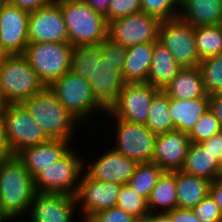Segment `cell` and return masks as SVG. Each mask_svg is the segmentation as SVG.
<instances>
[{
  "mask_svg": "<svg viewBox=\"0 0 222 222\" xmlns=\"http://www.w3.org/2000/svg\"><path fill=\"white\" fill-rule=\"evenodd\" d=\"M37 193L34 179L16 155L0 158V210L10 222L28 213Z\"/></svg>",
  "mask_w": 222,
  "mask_h": 222,
  "instance_id": "cell-1",
  "label": "cell"
},
{
  "mask_svg": "<svg viewBox=\"0 0 222 222\" xmlns=\"http://www.w3.org/2000/svg\"><path fill=\"white\" fill-rule=\"evenodd\" d=\"M22 104L50 139L71 141L77 127L75 125L81 124L49 87H44Z\"/></svg>",
  "mask_w": 222,
  "mask_h": 222,
  "instance_id": "cell-2",
  "label": "cell"
},
{
  "mask_svg": "<svg viewBox=\"0 0 222 222\" xmlns=\"http://www.w3.org/2000/svg\"><path fill=\"white\" fill-rule=\"evenodd\" d=\"M62 9L69 43L100 44L108 39L109 23L83 0H55Z\"/></svg>",
  "mask_w": 222,
  "mask_h": 222,
  "instance_id": "cell-3",
  "label": "cell"
},
{
  "mask_svg": "<svg viewBox=\"0 0 222 222\" xmlns=\"http://www.w3.org/2000/svg\"><path fill=\"white\" fill-rule=\"evenodd\" d=\"M72 45L69 42L29 43L23 56L27 59L38 79L49 87L70 71Z\"/></svg>",
  "mask_w": 222,
  "mask_h": 222,
  "instance_id": "cell-4",
  "label": "cell"
},
{
  "mask_svg": "<svg viewBox=\"0 0 222 222\" xmlns=\"http://www.w3.org/2000/svg\"><path fill=\"white\" fill-rule=\"evenodd\" d=\"M49 88L80 123L88 121L90 114L99 110L107 114V111L97 102L88 79L80 75L69 71L54 81Z\"/></svg>",
  "mask_w": 222,
  "mask_h": 222,
  "instance_id": "cell-5",
  "label": "cell"
},
{
  "mask_svg": "<svg viewBox=\"0 0 222 222\" xmlns=\"http://www.w3.org/2000/svg\"><path fill=\"white\" fill-rule=\"evenodd\" d=\"M83 159L71 148L60 160L44 168L33 178L36 191L75 196L81 176L85 173L86 163Z\"/></svg>",
  "mask_w": 222,
  "mask_h": 222,
  "instance_id": "cell-6",
  "label": "cell"
},
{
  "mask_svg": "<svg viewBox=\"0 0 222 222\" xmlns=\"http://www.w3.org/2000/svg\"><path fill=\"white\" fill-rule=\"evenodd\" d=\"M0 83L10 103H22L45 86L23 55H7L0 66Z\"/></svg>",
  "mask_w": 222,
  "mask_h": 222,
  "instance_id": "cell-7",
  "label": "cell"
},
{
  "mask_svg": "<svg viewBox=\"0 0 222 222\" xmlns=\"http://www.w3.org/2000/svg\"><path fill=\"white\" fill-rule=\"evenodd\" d=\"M8 143V156L17 155L24 148L50 140L32 119L22 103H10L3 113Z\"/></svg>",
  "mask_w": 222,
  "mask_h": 222,
  "instance_id": "cell-8",
  "label": "cell"
},
{
  "mask_svg": "<svg viewBox=\"0 0 222 222\" xmlns=\"http://www.w3.org/2000/svg\"><path fill=\"white\" fill-rule=\"evenodd\" d=\"M158 41L182 67H198L201 62L196 46L195 28L180 17L162 21Z\"/></svg>",
  "mask_w": 222,
  "mask_h": 222,
  "instance_id": "cell-9",
  "label": "cell"
},
{
  "mask_svg": "<svg viewBox=\"0 0 222 222\" xmlns=\"http://www.w3.org/2000/svg\"><path fill=\"white\" fill-rule=\"evenodd\" d=\"M161 20L139 12L109 22L108 38L126 48L158 40Z\"/></svg>",
  "mask_w": 222,
  "mask_h": 222,
  "instance_id": "cell-10",
  "label": "cell"
},
{
  "mask_svg": "<svg viewBox=\"0 0 222 222\" xmlns=\"http://www.w3.org/2000/svg\"><path fill=\"white\" fill-rule=\"evenodd\" d=\"M116 119V145L112 148L138 163L151 162L155 152L157 134L151 132L145 125Z\"/></svg>",
  "mask_w": 222,
  "mask_h": 222,
  "instance_id": "cell-11",
  "label": "cell"
},
{
  "mask_svg": "<svg viewBox=\"0 0 222 222\" xmlns=\"http://www.w3.org/2000/svg\"><path fill=\"white\" fill-rule=\"evenodd\" d=\"M159 90L146 82L126 83L107 113L111 118L145 125L152 98Z\"/></svg>",
  "mask_w": 222,
  "mask_h": 222,
  "instance_id": "cell-12",
  "label": "cell"
},
{
  "mask_svg": "<svg viewBox=\"0 0 222 222\" xmlns=\"http://www.w3.org/2000/svg\"><path fill=\"white\" fill-rule=\"evenodd\" d=\"M121 184L97 181L86 173L81 176L76 192V204H80L79 216L85 222L91 215L116 206Z\"/></svg>",
  "mask_w": 222,
  "mask_h": 222,
  "instance_id": "cell-13",
  "label": "cell"
},
{
  "mask_svg": "<svg viewBox=\"0 0 222 222\" xmlns=\"http://www.w3.org/2000/svg\"><path fill=\"white\" fill-rule=\"evenodd\" d=\"M29 13L4 0L0 4V48L7 55H23L29 44Z\"/></svg>",
  "mask_w": 222,
  "mask_h": 222,
  "instance_id": "cell-14",
  "label": "cell"
},
{
  "mask_svg": "<svg viewBox=\"0 0 222 222\" xmlns=\"http://www.w3.org/2000/svg\"><path fill=\"white\" fill-rule=\"evenodd\" d=\"M28 37L29 43L69 42L62 9L56 1L29 13Z\"/></svg>",
  "mask_w": 222,
  "mask_h": 222,
  "instance_id": "cell-15",
  "label": "cell"
},
{
  "mask_svg": "<svg viewBox=\"0 0 222 222\" xmlns=\"http://www.w3.org/2000/svg\"><path fill=\"white\" fill-rule=\"evenodd\" d=\"M76 198L63 193H39L28 210L31 222H73Z\"/></svg>",
  "mask_w": 222,
  "mask_h": 222,
  "instance_id": "cell-16",
  "label": "cell"
},
{
  "mask_svg": "<svg viewBox=\"0 0 222 222\" xmlns=\"http://www.w3.org/2000/svg\"><path fill=\"white\" fill-rule=\"evenodd\" d=\"M191 142L186 132L174 130L158 134L152 162L164 172L182 170Z\"/></svg>",
  "mask_w": 222,
  "mask_h": 222,
  "instance_id": "cell-17",
  "label": "cell"
},
{
  "mask_svg": "<svg viewBox=\"0 0 222 222\" xmlns=\"http://www.w3.org/2000/svg\"><path fill=\"white\" fill-rule=\"evenodd\" d=\"M97 102L108 111L116 102L124 87L122 70L115 63L96 61L92 77L88 79Z\"/></svg>",
  "mask_w": 222,
  "mask_h": 222,
  "instance_id": "cell-18",
  "label": "cell"
},
{
  "mask_svg": "<svg viewBox=\"0 0 222 222\" xmlns=\"http://www.w3.org/2000/svg\"><path fill=\"white\" fill-rule=\"evenodd\" d=\"M89 165L86 174L97 181L126 185L139 164L110 148Z\"/></svg>",
  "mask_w": 222,
  "mask_h": 222,
  "instance_id": "cell-19",
  "label": "cell"
},
{
  "mask_svg": "<svg viewBox=\"0 0 222 222\" xmlns=\"http://www.w3.org/2000/svg\"><path fill=\"white\" fill-rule=\"evenodd\" d=\"M70 143L72 142L62 139H50L45 143L24 148L16 156L34 178L44 168L60 160L72 148Z\"/></svg>",
  "mask_w": 222,
  "mask_h": 222,
  "instance_id": "cell-20",
  "label": "cell"
},
{
  "mask_svg": "<svg viewBox=\"0 0 222 222\" xmlns=\"http://www.w3.org/2000/svg\"><path fill=\"white\" fill-rule=\"evenodd\" d=\"M169 99L209 98L198 67H183L163 89Z\"/></svg>",
  "mask_w": 222,
  "mask_h": 222,
  "instance_id": "cell-21",
  "label": "cell"
},
{
  "mask_svg": "<svg viewBox=\"0 0 222 222\" xmlns=\"http://www.w3.org/2000/svg\"><path fill=\"white\" fill-rule=\"evenodd\" d=\"M179 17L194 28L222 25V0H181Z\"/></svg>",
  "mask_w": 222,
  "mask_h": 222,
  "instance_id": "cell-22",
  "label": "cell"
},
{
  "mask_svg": "<svg viewBox=\"0 0 222 222\" xmlns=\"http://www.w3.org/2000/svg\"><path fill=\"white\" fill-rule=\"evenodd\" d=\"M182 68L162 43L158 40L153 42L151 68L147 77L148 84L163 90Z\"/></svg>",
  "mask_w": 222,
  "mask_h": 222,
  "instance_id": "cell-23",
  "label": "cell"
},
{
  "mask_svg": "<svg viewBox=\"0 0 222 222\" xmlns=\"http://www.w3.org/2000/svg\"><path fill=\"white\" fill-rule=\"evenodd\" d=\"M152 54L153 42L127 48L126 60L122 69L125 83H147Z\"/></svg>",
  "mask_w": 222,
  "mask_h": 222,
  "instance_id": "cell-24",
  "label": "cell"
},
{
  "mask_svg": "<svg viewBox=\"0 0 222 222\" xmlns=\"http://www.w3.org/2000/svg\"><path fill=\"white\" fill-rule=\"evenodd\" d=\"M208 110L209 98L170 99L169 113L175 125V130L186 132L187 134Z\"/></svg>",
  "mask_w": 222,
  "mask_h": 222,
  "instance_id": "cell-25",
  "label": "cell"
},
{
  "mask_svg": "<svg viewBox=\"0 0 222 222\" xmlns=\"http://www.w3.org/2000/svg\"><path fill=\"white\" fill-rule=\"evenodd\" d=\"M211 181L176 171L177 207L192 209L208 194Z\"/></svg>",
  "mask_w": 222,
  "mask_h": 222,
  "instance_id": "cell-26",
  "label": "cell"
},
{
  "mask_svg": "<svg viewBox=\"0 0 222 222\" xmlns=\"http://www.w3.org/2000/svg\"><path fill=\"white\" fill-rule=\"evenodd\" d=\"M218 160L200 143H191L181 171L211 182L217 179Z\"/></svg>",
  "mask_w": 222,
  "mask_h": 222,
  "instance_id": "cell-27",
  "label": "cell"
},
{
  "mask_svg": "<svg viewBox=\"0 0 222 222\" xmlns=\"http://www.w3.org/2000/svg\"><path fill=\"white\" fill-rule=\"evenodd\" d=\"M177 207L176 171L163 172L148 198L150 213H167Z\"/></svg>",
  "mask_w": 222,
  "mask_h": 222,
  "instance_id": "cell-28",
  "label": "cell"
},
{
  "mask_svg": "<svg viewBox=\"0 0 222 222\" xmlns=\"http://www.w3.org/2000/svg\"><path fill=\"white\" fill-rule=\"evenodd\" d=\"M150 106L145 126L157 135L174 131L175 125L169 113L170 99L163 90H159L153 96Z\"/></svg>",
  "mask_w": 222,
  "mask_h": 222,
  "instance_id": "cell-29",
  "label": "cell"
},
{
  "mask_svg": "<svg viewBox=\"0 0 222 222\" xmlns=\"http://www.w3.org/2000/svg\"><path fill=\"white\" fill-rule=\"evenodd\" d=\"M100 59V44L74 45L71 50L70 71L89 79L92 77L96 61Z\"/></svg>",
  "mask_w": 222,
  "mask_h": 222,
  "instance_id": "cell-30",
  "label": "cell"
},
{
  "mask_svg": "<svg viewBox=\"0 0 222 222\" xmlns=\"http://www.w3.org/2000/svg\"><path fill=\"white\" fill-rule=\"evenodd\" d=\"M164 171L154 162H142L137 165L127 185L148 200L152 188Z\"/></svg>",
  "mask_w": 222,
  "mask_h": 222,
  "instance_id": "cell-31",
  "label": "cell"
},
{
  "mask_svg": "<svg viewBox=\"0 0 222 222\" xmlns=\"http://www.w3.org/2000/svg\"><path fill=\"white\" fill-rule=\"evenodd\" d=\"M195 39L201 61L222 53V25L195 28Z\"/></svg>",
  "mask_w": 222,
  "mask_h": 222,
  "instance_id": "cell-32",
  "label": "cell"
},
{
  "mask_svg": "<svg viewBox=\"0 0 222 222\" xmlns=\"http://www.w3.org/2000/svg\"><path fill=\"white\" fill-rule=\"evenodd\" d=\"M199 69L206 93L222 92V53L202 60Z\"/></svg>",
  "mask_w": 222,
  "mask_h": 222,
  "instance_id": "cell-33",
  "label": "cell"
},
{
  "mask_svg": "<svg viewBox=\"0 0 222 222\" xmlns=\"http://www.w3.org/2000/svg\"><path fill=\"white\" fill-rule=\"evenodd\" d=\"M116 206L136 219L151 214L148 208V200L127 184L121 186Z\"/></svg>",
  "mask_w": 222,
  "mask_h": 222,
  "instance_id": "cell-34",
  "label": "cell"
},
{
  "mask_svg": "<svg viewBox=\"0 0 222 222\" xmlns=\"http://www.w3.org/2000/svg\"><path fill=\"white\" fill-rule=\"evenodd\" d=\"M181 0H141L142 12L161 21L179 17Z\"/></svg>",
  "mask_w": 222,
  "mask_h": 222,
  "instance_id": "cell-35",
  "label": "cell"
},
{
  "mask_svg": "<svg viewBox=\"0 0 222 222\" xmlns=\"http://www.w3.org/2000/svg\"><path fill=\"white\" fill-rule=\"evenodd\" d=\"M221 131L222 126L220 121L208 110L200 117L193 129L188 133V137L191 143H200Z\"/></svg>",
  "mask_w": 222,
  "mask_h": 222,
  "instance_id": "cell-36",
  "label": "cell"
},
{
  "mask_svg": "<svg viewBox=\"0 0 222 222\" xmlns=\"http://www.w3.org/2000/svg\"><path fill=\"white\" fill-rule=\"evenodd\" d=\"M142 12L141 0H112L105 15L108 23L122 17Z\"/></svg>",
  "mask_w": 222,
  "mask_h": 222,
  "instance_id": "cell-37",
  "label": "cell"
},
{
  "mask_svg": "<svg viewBox=\"0 0 222 222\" xmlns=\"http://www.w3.org/2000/svg\"><path fill=\"white\" fill-rule=\"evenodd\" d=\"M192 211L202 222H222V212L210 194L194 206Z\"/></svg>",
  "mask_w": 222,
  "mask_h": 222,
  "instance_id": "cell-38",
  "label": "cell"
},
{
  "mask_svg": "<svg viewBox=\"0 0 222 222\" xmlns=\"http://www.w3.org/2000/svg\"><path fill=\"white\" fill-rule=\"evenodd\" d=\"M101 59L115 63L120 70L123 69L126 60L127 48L112 42L109 38L100 43Z\"/></svg>",
  "mask_w": 222,
  "mask_h": 222,
  "instance_id": "cell-39",
  "label": "cell"
},
{
  "mask_svg": "<svg viewBox=\"0 0 222 222\" xmlns=\"http://www.w3.org/2000/svg\"><path fill=\"white\" fill-rule=\"evenodd\" d=\"M136 218L114 206L91 215L85 222H135Z\"/></svg>",
  "mask_w": 222,
  "mask_h": 222,
  "instance_id": "cell-40",
  "label": "cell"
},
{
  "mask_svg": "<svg viewBox=\"0 0 222 222\" xmlns=\"http://www.w3.org/2000/svg\"><path fill=\"white\" fill-rule=\"evenodd\" d=\"M12 6L18 7L20 10L28 13L35 12L40 8L52 4L55 0H6Z\"/></svg>",
  "mask_w": 222,
  "mask_h": 222,
  "instance_id": "cell-41",
  "label": "cell"
},
{
  "mask_svg": "<svg viewBox=\"0 0 222 222\" xmlns=\"http://www.w3.org/2000/svg\"><path fill=\"white\" fill-rule=\"evenodd\" d=\"M171 222H202L193 213L192 209L176 207L172 211L166 213Z\"/></svg>",
  "mask_w": 222,
  "mask_h": 222,
  "instance_id": "cell-42",
  "label": "cell"
},
{
  "mask_svg": "<svg viewBox=\"0 0 222 222\" xmlns=\"http://www.w3.org/2000/svg\"><path fill=\"white\" fill-rule=\"evenodd\" d=\"M200 144L205 150L211 152L215 159L219 160V158L222 156V131L214 134L209 139L200 142Z\"/></svg>",
  "mask_w": 222,
  "mask_h": 222,
  "instance_id": "cell-43",
  "label": "cell"
},
{
  "mask_svg": "<svg viewBox=\"0 0 222 222\" xmlns=\"http://www.w3.org/2000/svg\"><path fill=\"white\" fill-rule=\"evenodd\" d=\"M209 110L216 116L222 126V92L209 95Z\"/></svg>",
  "mask_w": 222,
  "mask_h": 222,
  "instance_id": "cell-44",
  "label": "cell"
},
{
  "mask_svg": "<svg viewBox=\"0 0 222 222\" xmlns=\"http://www.w3.org/2000/svg\"><path fill=\"white\" fill-rule=\"evenodd\" d=\"M209 194L218 204L222 212V179H216L213 182H211L209 187Z\"/></svg>",
  "mask_w": 222,
  "mask_h": 222,
  "instance_id": "cell-45",
  "label": "cell"
},
{
  "mask_svg": "<svg viewBox=\"0 0 222 222\" xmlns=\"http://www.w3.org/2000/svg\"><path fill=\"white\" fill-rule=\"evenodd\" d=\"M83 1L87 5L92 7L96 12H99L105 16L108 12V8L112 0H83Z\"/></svg>",
  "mask_w": 222,
  "mask_h": 222,
  "instance_id": "cell-46",
  "label": "cell"
},
{
  "mask_svg": "<svg viewBox=\"0 0 222 222\" xmlns=\"http://www.w3.org/2000/svg\"><path fill=\"white\" fill-rule=\"evenodd\" d=\"M0 154L2 156H8V143L3 114H0Z\"/></svg>",
  "mask_w": 222,
  "mask_h": 222,
  "instance_id": "cell-47",
  "label": "cell"
},
{
  "mask_svg": "<svg viewBox=\"0 0 222 222\" xmlns=\"http://www.w3.org/2000/svg\"><path fill=\"white\" fill-rule=\"evenodd\" d=\"M9 105H10V102L5 97L3 89L1 87V83H0V114H3Z\"/></svg>",
  "mask_w": 222,
  "mask_h": 222,
  "instance_id": "cell-48",
  "label": "cell"
},
{
  "mask_svg": "<svg viewBox=\"0 0 222 222\" xmlns=\"http://www.w3.org/2000/svg\"><path fill=\"white\" fill-rule=\"evenodd\" d=\"M155 222H171V218L166 213H151Z\"/></svg>",
  "mask_w": 222,
  "mask_h": 222,
  "instance_id": "cell-49",
  "label": "cell"
},
{
  "mask_svg": "<svg viewBox=\"0 0 222 222\" xmlns=\"http://www.w3.org/2000/svg\"><path fill=\"white\" fill-rule=\"evenodd\" d=\"M135 222H155V219L149 214L145 217H140Z\"/></svg>",
  "mask_w": 222,
  "mask_h": 222,
  "instance_id": "cell-50",
  "label": "cell"
},
{
  "mask_svg": "<svg viewBox=\"0 0 222 222\" xmlns=\"http://www.w3.org/2000/svg\"><path fill=\"white\" fill-rule=\"evenodd\" d=\"M217 179H222V156L218 160Z\"/></svg>",
  "mask_w": 222,
  "mask_h": 222,
  "instance_id": "cell-51",
  "label": "cell"
},
{
  "mask_svg": "<svg viewBox=\"0 0 222 222\" xmlns=\"http://www.w3.org/2000/svg\"><path fill=\"white\" fill-rule=\"evenodd\" d=\"M6 56L7 54L0 48V66L2 65V62Z\"/></svg>",
  "mask_w": 222,
  "mask_h": 222,
  "instance_id": "cell-52",
  "label": "cell"
},
{
  "mask_svg": "<svg viewBox=\"0 0 222 222\" xmlns=\"http://www.w3.org/2000/svg\"><path fill=\"white\" fill-rule=\"evenodd\" d=\"M9 222L10 220L0 210V222Z\"/></svg>",
  "mask_w": 222,
  "mask_h": 222,
  "instance_id": "cell-53",
  "label": "cell"
}]
</instances>
